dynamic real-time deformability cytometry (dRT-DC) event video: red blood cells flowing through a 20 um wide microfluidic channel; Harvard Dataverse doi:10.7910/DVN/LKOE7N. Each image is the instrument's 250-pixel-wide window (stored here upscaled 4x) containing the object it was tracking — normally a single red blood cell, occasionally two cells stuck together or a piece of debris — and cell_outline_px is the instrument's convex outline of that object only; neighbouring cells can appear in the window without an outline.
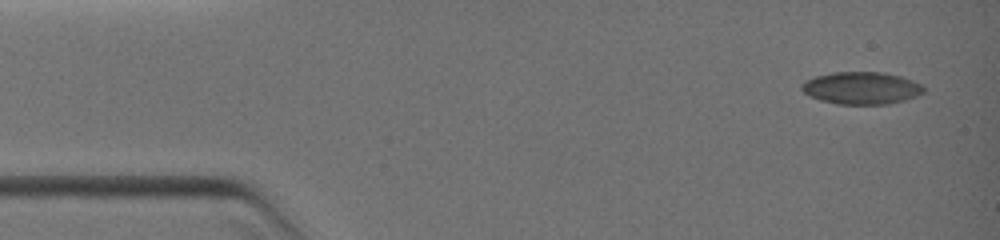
{"species": "common noctule bat (a hibernating species)", "species_latin": "Nyctalus noctula", "temperature_condition": "warm", "stored_images_in_passage": 6, "camera_frame_rate_fps": 3000, "um_per_image_px": 0.085, "animal": {"sex": "female", "body_mass_g": 19.0, "forearm_length_mm": 51.5}, "frame": {"image": 1, "passage_image": 1, "time_ms": 0.0, "image_size_px": [1000, 240], "cell_outline_px": [[924, 92], [916, 96], [904, 100], [888, 104], [836, 104], [820, 100], [808, 96], [800, 88], [800, 84], [804, 80], [816, 76], [832, 72], [884, 72], [900, 76], [912, 80], [920, 84], [924, 88]], "centroid_in_image_um": [73.18, 7.48], "position_along_channel_um": 11.8, "area_um2": 23.12}}
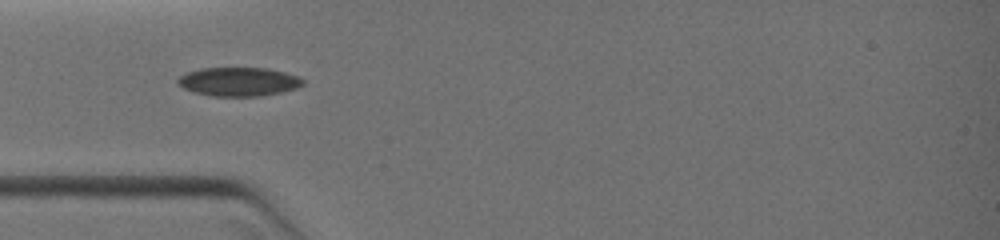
{"frame": {"image": 2, "passage_image": 6, "time_ms": 3.333, "image_size_px": [1000, 240], "cell_outline_px": [[304, 84], [296, 88], [280, 92], [260, 96], [212, 96], [196, 92], [184, 88], [176, 84], [176, 80], [180, 76], [188, 72], [200, 68], [268, 68], [300, 76], [304, 80]], "centroid_in_image_um": [20.29, 6.94], "position_along_channel_um": 64.7, "area_um2": 20.98}}